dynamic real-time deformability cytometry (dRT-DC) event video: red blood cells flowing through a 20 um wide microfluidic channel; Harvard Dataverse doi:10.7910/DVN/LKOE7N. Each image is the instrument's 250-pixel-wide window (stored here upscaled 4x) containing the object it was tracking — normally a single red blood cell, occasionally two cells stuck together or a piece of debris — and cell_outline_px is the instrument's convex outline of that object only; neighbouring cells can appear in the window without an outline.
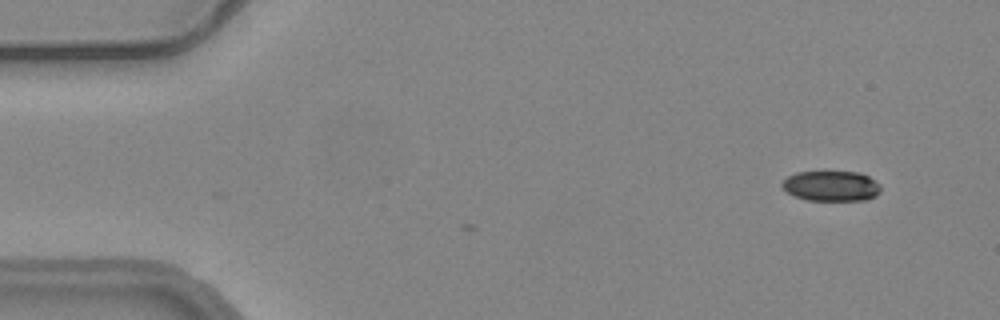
{"species": "common noctule bat (a hibernating species)", "species_latin": "Nyctalus noctula", "temperature_condition": "warm", "stored_images_in_passage": 6, "camera_frame_rate_fps": 3000, "um_per_image_px": 0.085, "animal": {"sex": "female", "body_mass_g": 24.6, "forearm_length_mm": 56.2}, "frame": {"image": 1, "passage_image": 6, "time_ms": 1.667, "image_size_px": [1000, 320], "cell_outline_px": [[880, 192], [876, 196], [868, 200], [808, 200], [796, 196], [788, 192], [780, 184], [788, 176], [796, 172], [860, 172], [868, 176], [880, 184]], "centroid_in_image_um": [70.69, 15.81], "position_along_channel_um": 14.3, "area_um2": 17.34}}